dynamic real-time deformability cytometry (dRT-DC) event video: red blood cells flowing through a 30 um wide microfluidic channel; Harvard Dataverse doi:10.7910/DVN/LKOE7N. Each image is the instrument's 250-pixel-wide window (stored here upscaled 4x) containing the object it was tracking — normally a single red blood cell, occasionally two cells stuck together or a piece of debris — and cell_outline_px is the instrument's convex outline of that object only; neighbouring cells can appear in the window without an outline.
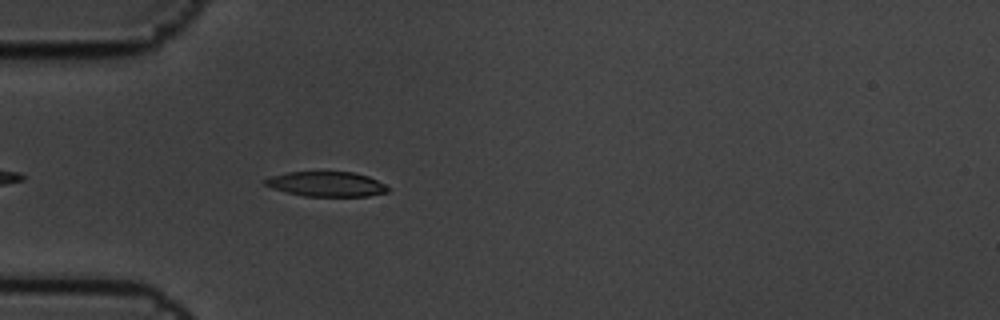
{"species": "common noctule bat (a hibernating species)", "species_latin": "Nyctalus noctula", "temperature_condition": "cold", "stored_images_in_passage": 6, "camera_frame_rate_fps": 3000, "um_per_image_px": 0.085, "animal": {"sex": "male", "body_mass_g": 19.5, "forearm_length_mm": 54.6}, "frame": {"image": 1, "passage_image": 6, "time_ms": 1.667, "image_size_px": [1000, 320], "cell_outline_px": [[388, 192], [368, 196], [304, 196], [272, 188], [264, 184], [264, 180], [272, 176], [288, 172], [352, 172], [368, 176], [384, 184], [388, 188]], "centroid_in_image_um": [27.75, 15.65], "position_along_channel_um": 57.2, "area_um2": 17.57}}